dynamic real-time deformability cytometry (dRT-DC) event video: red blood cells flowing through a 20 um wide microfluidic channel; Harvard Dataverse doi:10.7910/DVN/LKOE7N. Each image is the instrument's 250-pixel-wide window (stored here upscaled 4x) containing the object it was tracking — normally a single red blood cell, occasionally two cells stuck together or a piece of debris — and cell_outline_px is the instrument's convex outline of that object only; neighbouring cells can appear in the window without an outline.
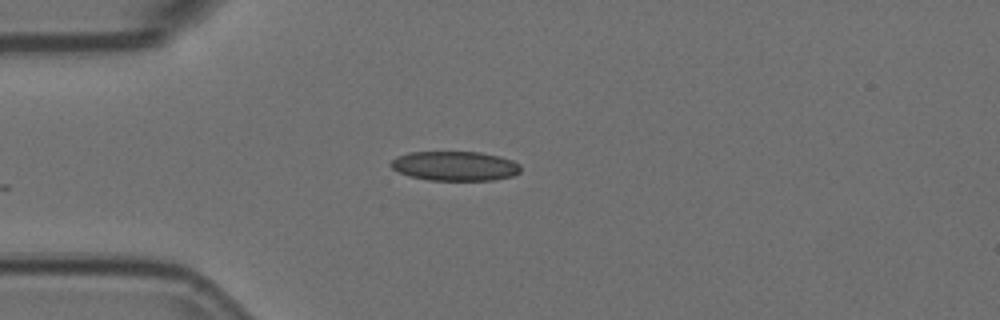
{"species": "Egyptian fruit bat (a non-hibernating species)", "species_latin": "Rousettus aegyptiacus", "temperature_condition": "room temperature", "stored_images_in_passage": 3, "camera_frame_rate_fps": 3000, "um_per_image_px": 0.085, "animal": {"sex": "female"}, "frame": {"image": 1, "passage_image": 3, "time_ms": 0.667, "image_size_px": [1000, 320], "cell_outline_px": [[520, 172], [512, 176], [492, 180], [428, 180], [408, 176], [392, 168], [388, 164], [396, 156], [408, 152], [480, 152], [500, 156], [512, 160], [520, 164]], "centroid_in_image_um": [38.65, 14.1], "position_along_channel_um": 46.4, "area_um2": 22.43}}